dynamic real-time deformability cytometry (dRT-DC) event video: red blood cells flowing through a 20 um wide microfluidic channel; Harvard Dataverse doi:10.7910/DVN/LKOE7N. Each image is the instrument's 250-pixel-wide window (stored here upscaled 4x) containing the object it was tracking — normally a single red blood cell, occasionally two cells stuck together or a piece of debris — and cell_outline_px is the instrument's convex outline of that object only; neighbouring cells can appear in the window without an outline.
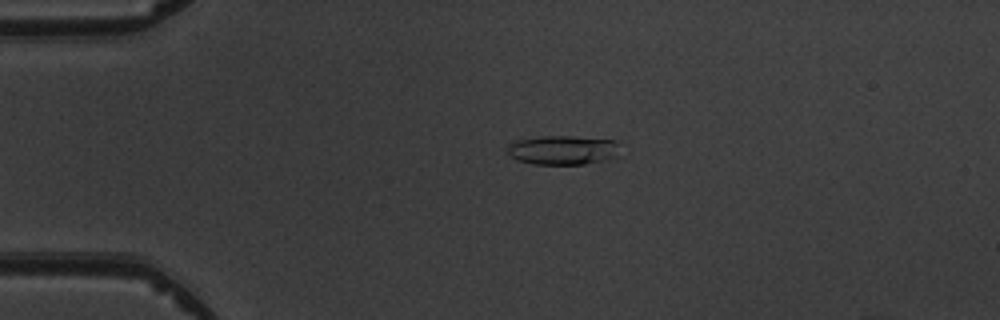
{"species": "common noctule bat (a hibernating species)", "species_latin": "Nyctalus noctula", "temperature_condition": "warm", "stored_images_in_passage": 4, "camera_frame_rate_fps": 3000, "um_per_image_px": 0.085, "animal": {"sex": "male", "body_mass_g": 19.5, "forearm_length_mm": 54.6}, "frame": {"image": 1, "passage_image": 3, "time_ms": 2.333, "image_size_px": [1000, 320], "cell_outline_px": [[620, 156], [608, 160], [584, 164], [532, 164], [516, 160], [508, 152], [508, 144], [516, 140], [540, 136], [572, 136], [612, 140], [616, 144]], "centroid_in_image_um": [47.84, 12.76], "position_along_channel_um": 37.2, "area_um2": 19.25}}